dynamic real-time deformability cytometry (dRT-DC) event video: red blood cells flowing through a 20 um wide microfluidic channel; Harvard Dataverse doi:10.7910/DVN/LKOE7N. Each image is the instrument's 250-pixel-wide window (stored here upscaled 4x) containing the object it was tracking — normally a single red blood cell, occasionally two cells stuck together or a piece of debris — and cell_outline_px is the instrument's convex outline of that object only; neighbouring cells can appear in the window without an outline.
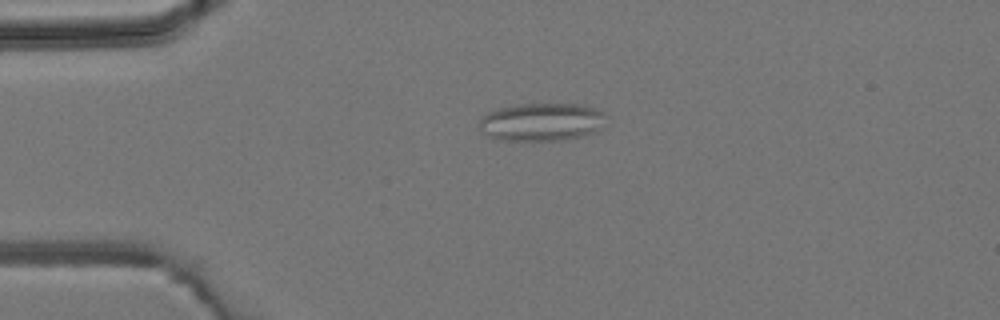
{"species": "common noctule bat (a hibernating species)", "species_latin": "Nyctalus noctula", "temperature_condition": "room temperature", "stored_images_in_passage": 5, "camera_frame_rate_fps": 3000, "um_per_image_px": 0.085, "animal": {"sex": "male", "body_mass_g": 19.2, "forearm_length_mm": 51.8}, "frame": {"image": 1, "passage_image": 3, "time_ms": 3.0, "image_size_px": [1000, 320], "cell_outline_px": [[608, 116], [596, 132], [584, 136], [564, 140], [496, 140], [488, 136], [484, 132], [480, 124], [480, 116], [488, 112], [500, 108], [520, 104], [580, 104], [596, 108], [604, 112]], "centroid_in_image_um": [46.08, 10.37], "position_along_channel_um": 38.9, "area_um2": 28.21}}